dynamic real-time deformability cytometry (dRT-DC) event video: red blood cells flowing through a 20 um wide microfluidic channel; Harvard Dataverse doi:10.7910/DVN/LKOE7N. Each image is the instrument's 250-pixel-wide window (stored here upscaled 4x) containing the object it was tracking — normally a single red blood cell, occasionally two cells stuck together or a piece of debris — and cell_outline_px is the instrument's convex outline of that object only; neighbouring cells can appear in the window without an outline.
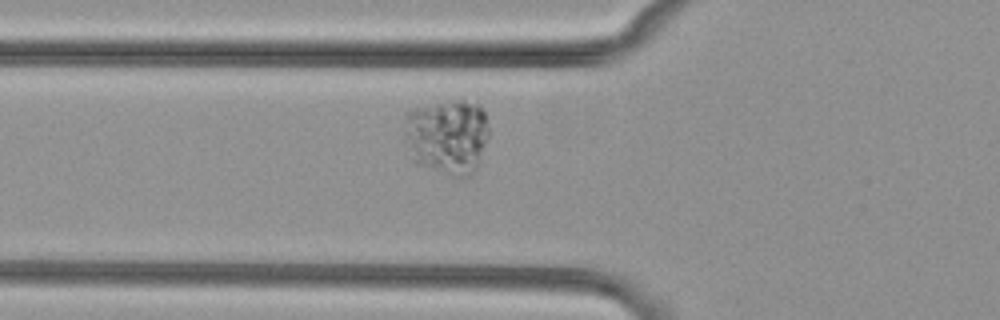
{"species": "common noctule bat (a hibernating species)", "species_latin": "Nyctalus noctula", "temperature_condition": "cold", "stored_images_in_passage": 36, "camera_frame_rate_fps": 3000, "um_per_image_px": 0.085, "animal": {"sex": "female", "body_mass_g": 29.2, "forearm_length_mm": 56.3}, "frame": {"image": 1, "passage_image": 4, "time_ms": 1.0, "image_size_px": [1000, 320], "cell_outline_px": [[488, 136], [476, 172], [468, 176], [452, 176], [416, 164], [412, 160], [404, 140], [404, 112], [412, 108], [448, 100], [464, 100], [480, 104], [484, 112], [488, 128]], "centroid_in_image_um": [37.98, 11.58], "position_along_channel_um": 87.8, "area_um2": 37.97}}
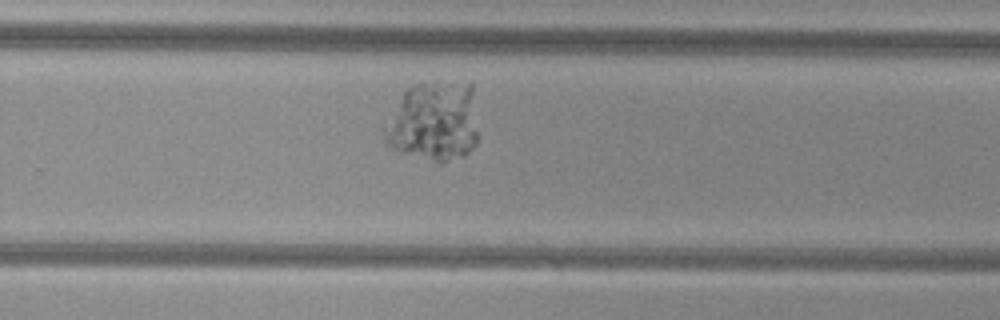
{"frame": {"image": 2, "passage_image": 21, "time_ms": 6.667, "image_size_px": [1000, 320], "cell_outline_px": [[480, 136], [476, 144], [464, 156], [448, 160], [436, 160], [404, 152], [392, 148], [384, 144], [380, 132], [384, 124], [404, 92], [408, 88], [416, 84], [468, 80], [472, 80]], "centroid_in_image_um": [36.92, 10.28], "position_along_channel_um": 292.9, "area_um2": 44.45}}
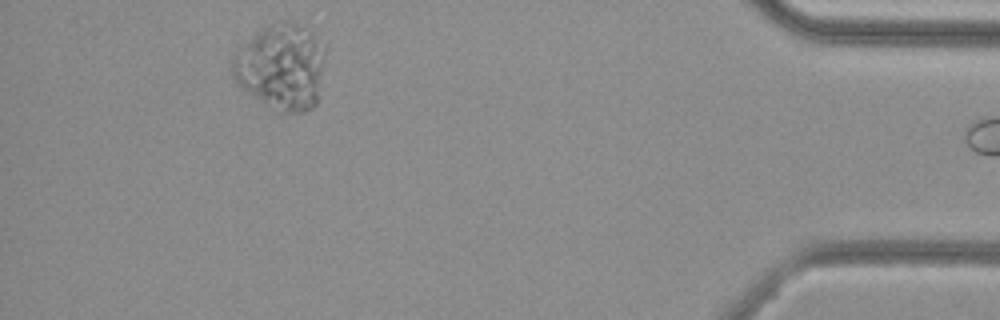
{"frame": {"image": 3, "passage_image": 35, "time_ms": 11.333, "image_size_px": [1000, 320], "cell_outline_px": [[328, 48], [320, 100], [312, 108], [304, 112], [272, 112], [244, 92], [228, 76], [228, 60], [232, 52], [240, 44], [268, 24], [296, 24], [328, 40]], "centroid_in_image_um": [23.89, 5.74], "position_along_channel_um": 411.3, "area_um2": 49.36}}